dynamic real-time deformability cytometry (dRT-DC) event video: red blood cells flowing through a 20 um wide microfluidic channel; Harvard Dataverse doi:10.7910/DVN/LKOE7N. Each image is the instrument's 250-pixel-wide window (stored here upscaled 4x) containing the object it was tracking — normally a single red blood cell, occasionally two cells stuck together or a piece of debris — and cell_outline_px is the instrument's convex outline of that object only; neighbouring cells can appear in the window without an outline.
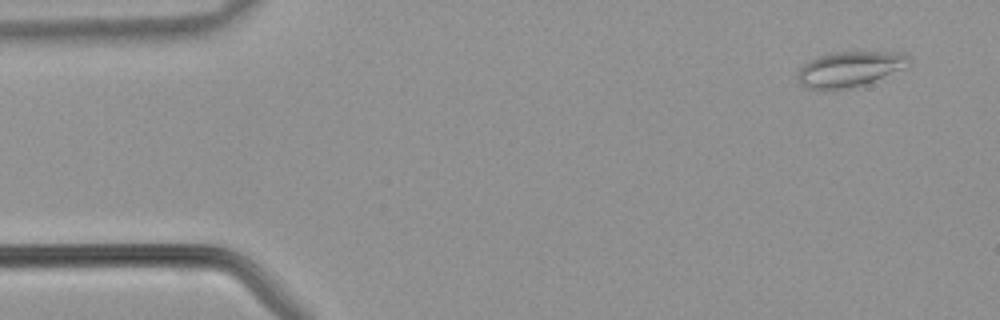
{"species": "common noctule bat (a hibernating species)", "species_latin": "Nyctalus noctula", "temperature_condition": "warm", "stored_images_in_passage": 39, "camera_frame_rate_fps": 3000, "um_per_image_px": 0.085, "animal": {"sex": "male", "body_mass_g": 21.5, "forearm_length_mm": 52.0}, "frame": {"image": 1, "passage_image": 1, "time_ms": 0.0, "image_size_px": [1000, 320], "cell_outline_px": [[912, 64], [904, 68], [864, 84], [832, 92], [804, 88], [800, 84], [796, 76], [800, 68], [808, 60], [828, 52], [904, 52], [912, 56]], "centroid_in_image_um": [72.21, 5.88], "position_along_channel_um": 12.8, "area_um2": 23.58}}
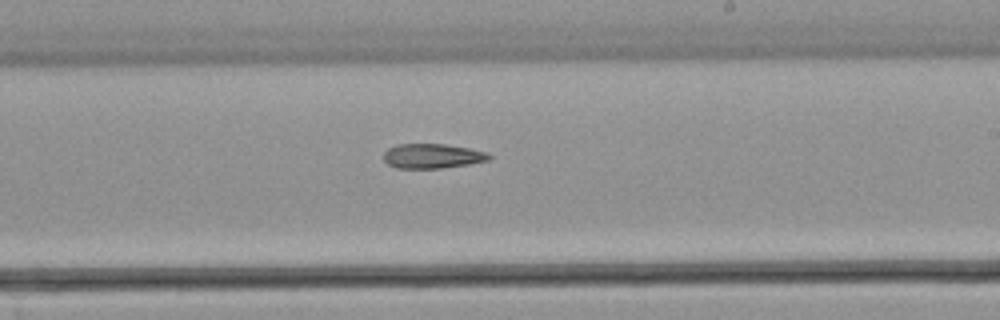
{"frame": {"image": 2, "passage_image": 22, "time_ms": 7.0, "image_size_px": [1000, 320], "cell_outline_px": [[492, 156], [488, 160], [468, 164], [440, 168], [396, 168], [388, 164], [384, 160], [384, 152], [388, 148], [396, 144], [444, 144], [468, 148], [488, 152]], "centroid_in_image_um": [36.73, 13.26], "position_along_channel_um": 252.3, "area_um2": 15.09}}
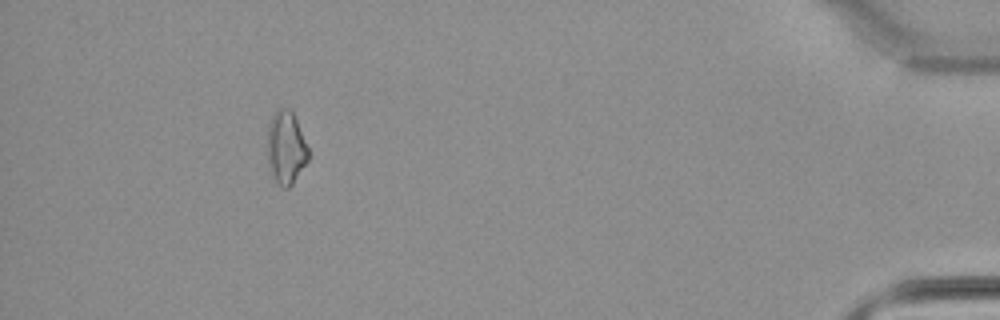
{"frame": {"image": 3, "passage_image": 36, "time_ms": 11.667, "image_size_px": [1000, 320], "cell_outline_px": [[308, 160], [292, 184], [288, 188], [284, 188], [276, 180], [268, 164], [268, 128], [272, 116], [280, 108], [292, 108], [308, 148]], "centroid_in_image_um": [24.32, 12.52], "position_along_channel_um": 410.9, "area_um2": 17.11}}